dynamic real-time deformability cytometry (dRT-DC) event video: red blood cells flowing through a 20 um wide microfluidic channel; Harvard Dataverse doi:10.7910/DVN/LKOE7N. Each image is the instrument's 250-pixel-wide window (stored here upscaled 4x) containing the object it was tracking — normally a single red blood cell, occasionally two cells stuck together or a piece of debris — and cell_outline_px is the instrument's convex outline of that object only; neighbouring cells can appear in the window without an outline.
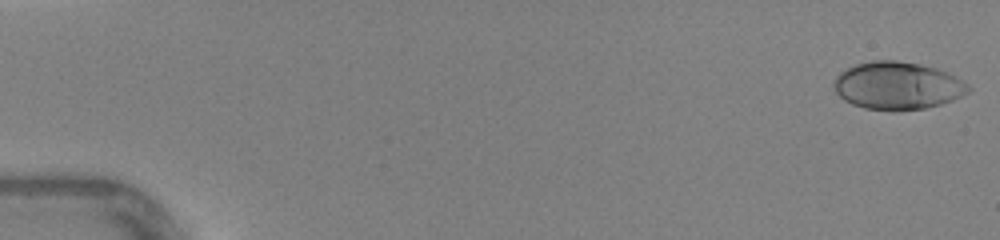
{"species": "human", "species_latin": "Homo sapiens", "temperature_condition": "warm", "stored_images_in_passage": 46, "camera_frame_rate_fps": 3000, "um_per_image_px": 0.085, "donor": {"sex": "female"}, "frame": {"image": 1, "passage_image": 1, "time_ms": 0.0, "image_size_px": [1000, 240], "cell_outline_px": [[972, 88], [968, 92], [952, 100], [940, 104], [924, 108], [864, 108], [852, 104], [844, 100], [836, 92], [832, 84], [832, 80], [840, 72], [856, 64], [872, 60], [896, 60], [920, 64], [936, 68], [948, 72], [956, 76], [968, 84]], "centroid_in_image_um": [76.28, 7.24], "position_along_channel_um": 8.7, "area_um2": 36.82}}
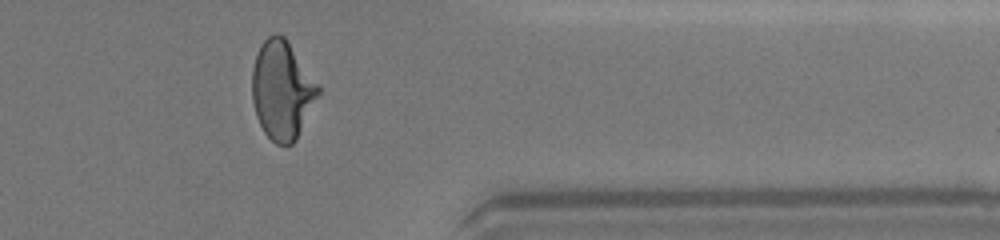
{"frame": {"image": 2, "passage_image": 38, "time_ms": 12.333, "image_size_px": [1000, 240], "cell_outline_px": [[320, 92], [296, 140], [292, 144], [276, 144], [264, 132], [256, 116], [252, 100], [252, 68], [260, 44], [268, 36], [276, 32], [284, 36], [288, 40], [320, 84]], "centroid_in_image_um": [23.98, 7.62], "position_along_channel_um": 387.4, "area_um2": 38.21}}
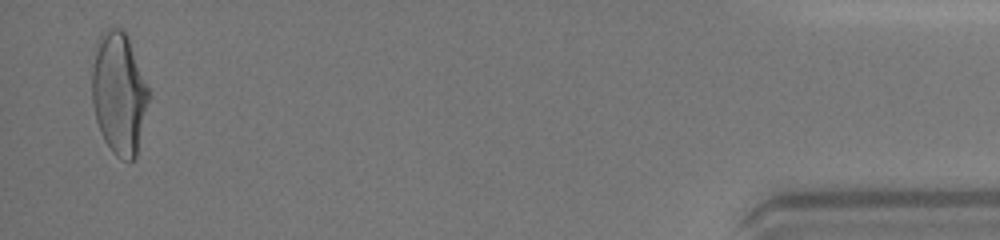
{"frame": {"image": 3, "passage_image": 45, "time_ms": 14.667, "image_size_px": [1000, 240], "cell_outline_px": [[152, 92], [136, 156], [132, 160], [124, 160], [116, 156], [112, 152], [104, 140], [96, 120], [92, 104], [92, 72], [96, 48], [100, 32], [108, 28], [120, 28], [128, 36]], "centroid_in_image_um": [10.15, 7.93], "position_along_channel_um": 425.1, "area_um2": 40.92}, "authors_computed_cell_mechanics": {"area_um2": 36.703, "velocity_mm_per_s": 4.4057, "shape_relaxation_time_tau1_ms": 4.4717, "shape_relaxation_time_tau2_ms": null, "deformation_change_tau1": 0.207, "deformation_change_tau2": null}}